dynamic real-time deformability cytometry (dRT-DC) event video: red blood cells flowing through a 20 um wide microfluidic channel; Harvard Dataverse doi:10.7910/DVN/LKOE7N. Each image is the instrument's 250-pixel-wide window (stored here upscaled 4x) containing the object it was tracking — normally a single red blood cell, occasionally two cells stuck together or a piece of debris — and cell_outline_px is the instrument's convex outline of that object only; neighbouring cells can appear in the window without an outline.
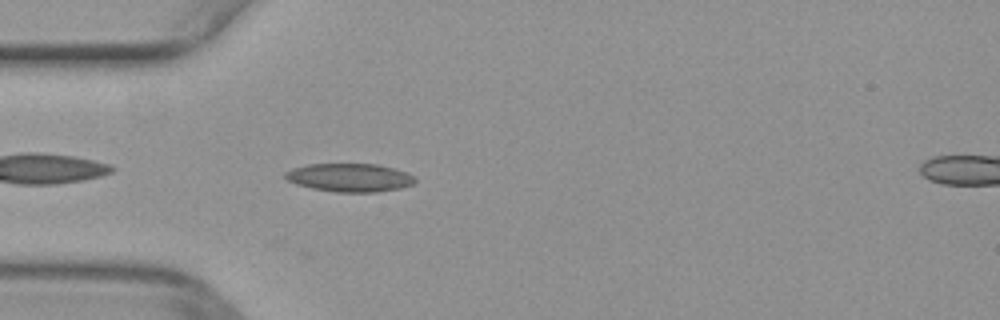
{"species": "common noctule bat (a hibernating species)", "species_latin": "Nyctalus noctula", "temperature_condition": "warm", "stored_images_in_passage": 38, "camera_frame_rate_fps": 3000, "um_per_image_px": 0.085, "animal": {"sex": "female", "body_mass_g": 29.2, "forearm_length_mm": 56.3}, "frame": {"image": 1, "passage_image": 3, "time_ms": 0.667, "image_size_px": [1000, 320], "cell_outline_px": [[416, 180], [412, 184], [400, 188], [376, 192], [336, 192], [312, 188], [296, 184], [288, 180], [284, 176], [284, 172], [292, 168], [308, 164], [376, 164], [408, 172]], "centroid_in_image_um": [29.7, 15.09], "position_along_channel_um": 55.3, "area_um2": 21.33}}
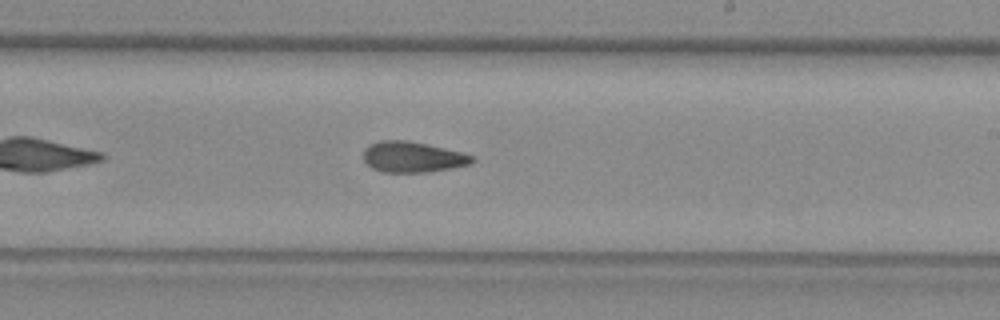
{"frame": {"image": 2, "passage_image": 18, "time_ms": 5.667, "image_size_px": [1000, 320], "cell_outline_px": [[476, 160], [472, 164], [452, 168], [428, 172], [384, 172], [372, 168], [364, 160], [364, 148], [368, 144], [380, 140], [404, 140], [464, 152], [472, 156]], "centroid_in_image_um": [35.08, 13.35], "position_along_channel_um": 253.9, "area_um2": 19.48}}
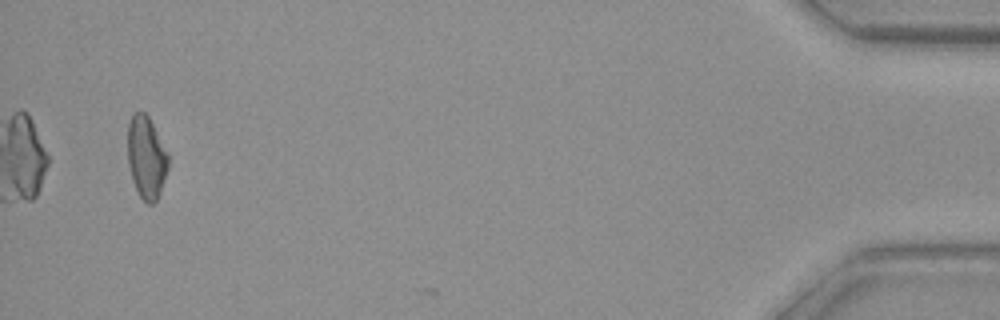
{"frame": {"image": 3, "passage_image": 37, "time_ms": 12.0, "image_size_px": [1000, 320], "cell_outline_px": [[168, 168], [160, 192], [156, 200], [152, 204], [148, 204], [140, 196], [132, 180], [128, 164], [128, 124], [132, 112], [144, 112], [148, 116], [168, 152]], "centroid_in_image_um": [12.43, 13.36], "position_along_channel_um": 422.8, "area_um2": 19.42}}